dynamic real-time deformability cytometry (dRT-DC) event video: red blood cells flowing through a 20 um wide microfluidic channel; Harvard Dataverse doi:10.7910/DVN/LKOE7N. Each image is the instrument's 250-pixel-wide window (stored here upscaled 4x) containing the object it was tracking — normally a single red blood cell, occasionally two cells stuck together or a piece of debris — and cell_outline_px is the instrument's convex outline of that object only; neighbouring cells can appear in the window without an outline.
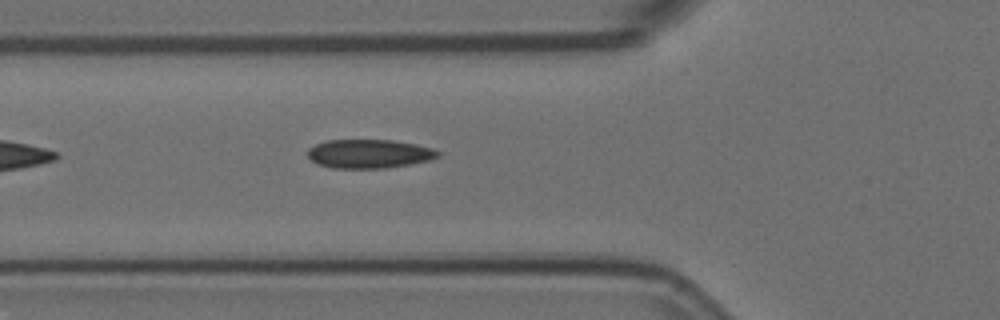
{"species": "Egyptian fruit bat (a non-hibernating species)", "species_latin": "Rousettus aegyptiacus", "temperature_condition": "room temperature", "stored_images_in_passage": 5, "camera_frame_rate_fps": 3000, "um_per_image_px": 0.085, "animal": {"sex": "female"}, "frame": {"image": 1, "passage_image": 5, "time_ms": 1.333, "image_size_px": [1000, 320], "cell_outline_px": [[440, 156], [428, 160], [408, 164], [384, 168], [332, 168], [316, 164], [308, 156], [308, 148], [316, 144], [328, 140], [392, 140], [416, 144], [432, 148], [440, 152]], "centroid_in_image_um": [31.36, 13.07], "position_along_channel_um": 94.4, "area_um2": 21.79}}